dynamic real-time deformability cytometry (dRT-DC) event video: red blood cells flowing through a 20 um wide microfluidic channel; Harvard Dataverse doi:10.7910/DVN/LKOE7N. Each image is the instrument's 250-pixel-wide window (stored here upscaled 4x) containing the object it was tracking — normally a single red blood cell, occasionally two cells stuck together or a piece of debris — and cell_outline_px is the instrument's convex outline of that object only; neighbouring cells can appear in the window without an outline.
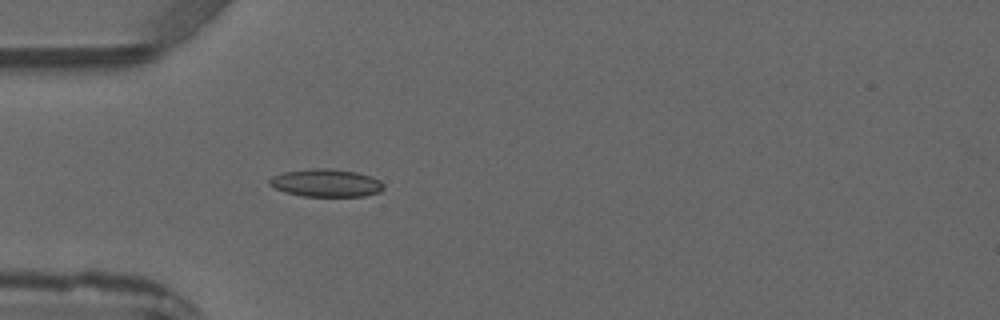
{"species": "common noctule bat (a hibernating species)", "species_latin": "Nyctalus noctula", "temperature_condition": "warm", "stored_images_in_passage": 5, "camera_frame_rate_fps": 3000, "um_per_image_px": 0.085, "animal": {"sex": "male", "forearm_length_mm": 52.5}, "frame": {"image": 1, "passage_image": 5, "time_ms": 4.333, "image_size_px": [1000, 320], "cell_outline_px": [[384, 188], [380, 192], [364, 196], [304, 196], [284, 192], [268, 184], [268, 180], [272, 176], [284, 172], [312, 168], [328, 168], [356, 172], [372, 176], [380, 180], [384, 184]], "centroid_in_image_um": [27.73, 15.55], "position_along_channel_um": 57.3, "area_um2": 18.55}}